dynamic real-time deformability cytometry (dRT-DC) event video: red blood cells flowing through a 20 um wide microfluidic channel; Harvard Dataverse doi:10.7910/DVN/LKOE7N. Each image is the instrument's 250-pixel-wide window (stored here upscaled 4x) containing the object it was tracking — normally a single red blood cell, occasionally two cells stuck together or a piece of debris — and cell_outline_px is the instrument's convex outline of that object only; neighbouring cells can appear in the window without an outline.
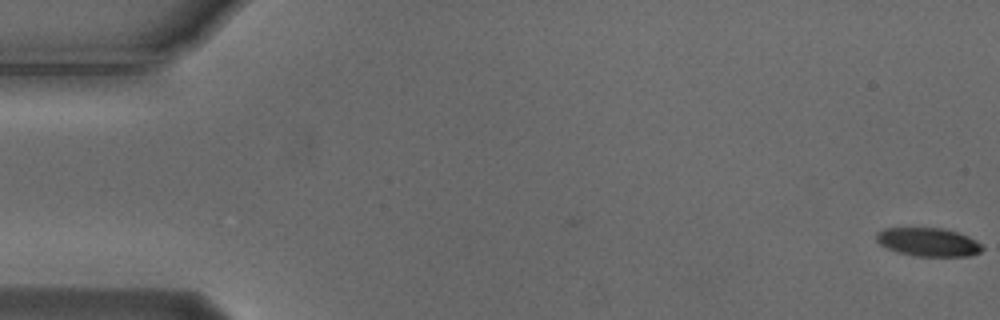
{"species": "Egyptian fruit bat (a non-hibernating species)", "species_latin": "Rousettus aegyptiacus", "temperature_condition": "cold", "stored_images_in_passage": 56, "camera_frame_rate_fps": 3000, "um_per_image_px": 0.085, "animal": {"sex": "male"}, "frame": {"image": 1, "passage_image": 1, "time_ms": 0.0, "image_size_px": [1000, 320], "cell_outline_px": [[984, 248], [980, 252], [968, 256], [916, 256], [900, 252], [888, 248], [880, 244], [876, 240], [876, 232], [884, 228], [944, 228], [968, 236], [976, 240]], "centroid_in_image_um": [78.9, 20.57], "position_along_channel_um": 6.1, "area_um2": 17.46}}
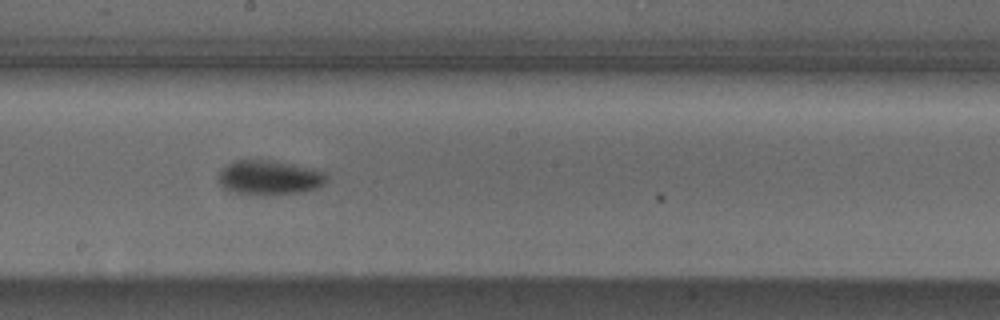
{"frame": {"image": 2, "passage_image": 31, "time_ms": 10.0, "image_size_px": [1000, 320], "cell_outline_px": [[328, 180], [324, 184], [316, 188], [300, 192], [272, 196], [228, 192], [220, 188], [216, 180], [216, 176], [228, 164], [236, 160], [272, 160], [312, 168], [320, 172]], "centroid_in_image_um": [22.8, 15.12], "position_along_channel_um": 225.4, "area_um2": 22.08}}
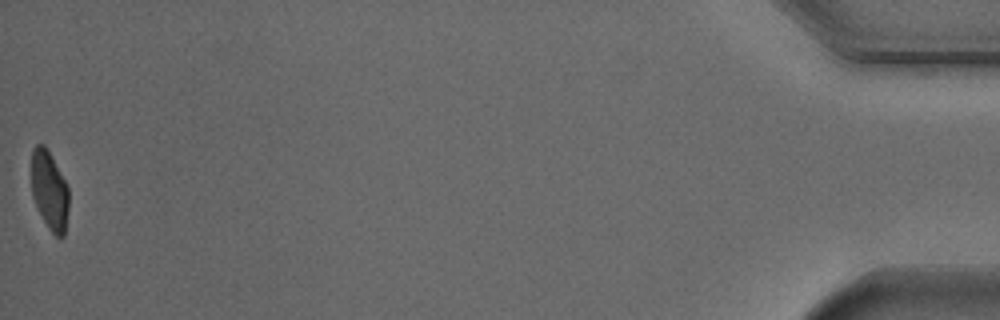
{"frame": {"image": 3, "passage_image": 56, "time_ms": 18.333, "image_size_px": [1000, 320], "cell_outline_px": [[68, 208], [64, 236], [60, 240], [48, 228], [32, 196], [32, 148], [36, 144], [44, 144], [64, 180], [68, 188]], "centroid_in_image_um": [4.2, 16.21], "position_along_channel_um": 431.0, "area_um2": 16.82}, "authors_computed_cell_mechanics": {"area_um2": 19.5942, "velocity_mm_per_s": 3.7095, "shape_relaxation_time_tau1_ms": 3.5915, "shape_relaxation_time_tau2_ms": null, "deformation_change_tau1": 0.1376, "deformation_change_tau2": null}}